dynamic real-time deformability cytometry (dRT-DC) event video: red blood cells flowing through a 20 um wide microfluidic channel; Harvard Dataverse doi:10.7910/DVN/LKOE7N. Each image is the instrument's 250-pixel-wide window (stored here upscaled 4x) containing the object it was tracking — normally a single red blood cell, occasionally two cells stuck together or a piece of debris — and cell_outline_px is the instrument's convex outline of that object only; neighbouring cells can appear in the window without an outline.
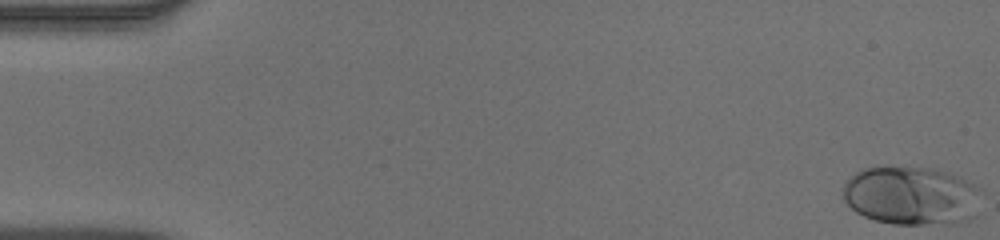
{"species": "human", "species_latin": "Homo sapiens", "temperature_condition": "warm", "stored_images_in_passage": 52, "camera_frame_rate_fps": 3000, "um_per_image_px": 0.085, "donor": {"sex": "male"}, "frame": {"image": 1, "passage_image": 1, "time_ms": 0.0, "image_size_px": [1000, 240], "cell_outline_px": [[984, 192], [976, 216], [968, 220], [956, 224], [892, 224], [876, 220], [864, 216], [856, 212], [844, 200], [844, 184], [856, 172], [864, 168], [932, 168], [952, 172], [960, 176], [980, 188]], "centroid_in_image_um": [77.58, 16.65], "position_along_channel_um": 7.4, "area_um2": 47.8}}
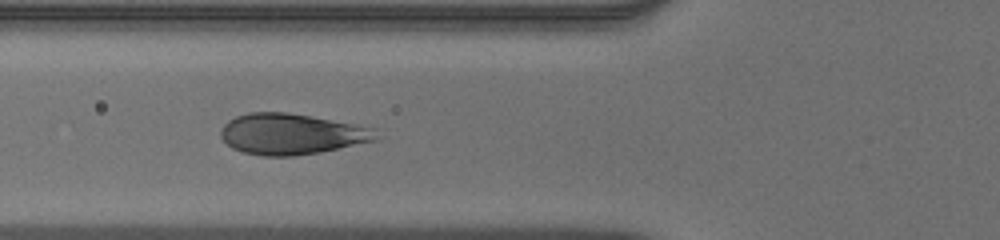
{"frame": {"image": 2, "passage_image": 20, "time_ms": 6.333, "image_size_px": [1000, 240], "cell_outline_px": [[380, 128], [376, 140], [320, 152], [292, 156], [264, 156], [244, 152], [232, 148], [220, 136], [220, 132], [224, 124], [228, 120], [236, 116], [248, 112], [284, 112]], "centroid_in_image_um": [24.79, 11.39], "position_along_channel_um": 101.0, "area_um2": 36.93}}
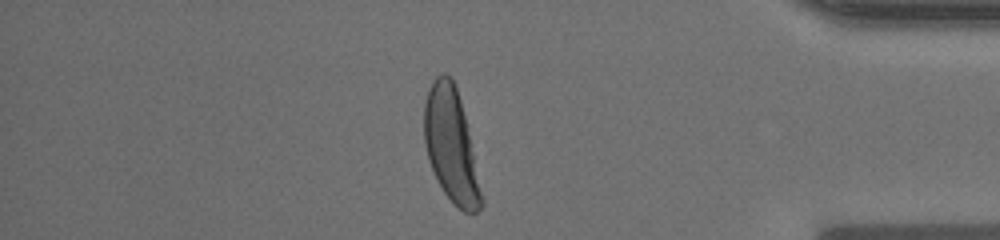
{"frame": {"image": 3, "passage_image": 45, "time_ms": 14.667, "image_size_px": [1000, 240], "cell_outline_px": [[484, 204], [476, 212], [464, 212], [444, 192], [428, 160], [424, 140], [424, 100], [428, 88], [432, 80], [440, 72], [444, 72], [452, 76], [460, 100], [464, 116], [484, 200]], "centroid_in_image_um": [38.32, 12.29], "position_along_channel_um": 396.9, "area_um2": 37.34}, "authors_computed_cell_mechanics": {"area_um2": 39.4774, "velocity_mm_per_s": 3.9167, "shape_relaxation_time_tau1_ms": 2.7279, "shape_relaxation_time_tau2_ms": null, "deformation_change_tau1": 0.1933, "deformation_change_tau2": null}}